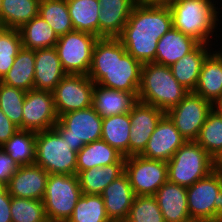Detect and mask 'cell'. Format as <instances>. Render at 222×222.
<instances>
[{
  "mask_svg": "<svg viewBox=\"0 0 222 222\" xmlns=\"http://www.w3.org/2000/svg\"><path fill=\"white\" fill-rule=\"evenodd\" d=\"M142 63L126 52L119 38H98L88 77L107 88L139 92Z\"/></svg>",
  "mask_w": 222,
  "mask_h": 222,
  "instance_id": "1",
  "label": "cell"
},
{
  "mask_svg": "<svg viewBox=\"0 0 222 222\" xmlns=\"http://www.w3.org/2000/svg\"><path fill=\"white\" fill-rule=\"evenodd\" d=\"M172 27L169 6L136 3L118 38L126 52L144 64L155 60L158 40Z\"/></svg>",
  "mask_w": 222,
  "mask_h": 222,
  "instance_id": "2",
  "label": "cell"
},
{
  "mask_svg": "<svg viewBox=\"0 0 222 222\" xmlns=\"http://www.w3.org/2000/svg\"><path fill=\"white\" fill-rule=\"evenodd\" d=\"M216 0H175L169 7L173 28L202 44H211L218 37L216 29L222 16ZM218 10V11H217ZM217 27V28H216ZM216 32V33H215ZM212 37V38H211Z\"/></svg>",
  "mask_w": 222,
  "mask_h": 222,
  "instance_id": "3",
  "label": "cell"
},
{
  "mask_svg": "<svg viewBox=\"0 0 222 222\" xmlns=\"http://www.w3.org/2000/svg\"><path fill=\"white\" fill-rule=\"evenodd\" d=\"M188 93L189 91L173 77L170 66L154 62L142 65L138 101L167 112Z\"/></svg>",
  "mask_w": 222,
  "mask_h": 222,
  "instance_id": "4",
  "label": "cell"
},
{
  "mask_svg": "<svg viewBox=\"0 0 222 222\" xmlns=\"http://www.w3.org/2000/svg\"><path fill=\"white\" fill-rule=\"evenodd\" d=\"M168 181L184 187L214 171V159L196 141H186L167 161Z\"/></svg>",
  "mask_w": 222,
  "mask_h": 222,
  "instance_id": "5",
  "label": "cell"
},
{
  "mask_svg": "<svg viewBox=\"0 0 222 222\" xmlns=\"http://www.w3.org/2000/svg\"><path fill=\"white\" fill-rule=\"evenodd\" d=\"M187 202L193 222L222 221V172L214 170L187 187Z\"/></svg>",
  "mask_w": 222,
  "mask_h": 222,
  "instance_id": "6",
  "label": "cell"
},
{
  "mask_svg": "<svg viewBox=\"0 0 222 222\" xmlns=\"http://www.w3.org/2000/svg\"><path fill=\"white\" fill-rule=\"evenodd\" d=\"M35 164L49 174L77 175V152L54 129L36 132Z\"/></svg>",
  "mask_w": 222,
  "mask_h": 222,
  "instance_id": "7",
  "label": "cell"
},
{
  "mask_svg": "<svg viewBox=\"0 0 222 222\" xmlns=\"http://www.w3.org/2000/svg\"><path fill=\"white\" fill-rule=\"evenodd\" d=\"M81 195L77 175L49 174L42 199L48 222H67Z\"/></svg>",
  "mask_w": 222,
  "mask_h": 222,
  "instance_id": "8",
  "label": "cell"
},
{
  "mask_svg": "<svg viewBox=\"0 0 222 222\" xmlns=\"http://www.w3.org/2000/svg\"><path fill=\"white\" fill-rule=\"evenodd\" d=\"M102 121L103 118L90 106L60 115L53 128L70 149L78 153L85 144L101 140Z\"/></svg>",
  "mask_w": 222,
  "mask_h": 222,
  "instance_id": "9",
  "label": "cell"
},
{
  "mask_svg": "<svg viewBox=\"0 0 222 222\" xmlns=\"http://www.w3.org/2000/svg\"><path fill=\"white\" fill-rule=\"evenodd\" d=\"M97 39L98 37L93 34L77 30L59 37L55 48L67 74L88 75Z\"/></svg>",
  "mask_w": 222,
  "mask_h": 222,
  "instance_id": "10",
  "label": "cell"
},
{
  "mask_svg": "<svg viewBox=\"0 0 222 222\" xmlns=\"http://www.w3.org/2000/svg\"><path fill=\"white\" fill-rule=\"evenodd\" d=\"M124 173L136 196H154L168 181L167 162L146 159L140 155L126 157Z\"/></svg>",
  "mask_w": 222,
  "mask_h": 222,
  "instance_id": "11",
  "label": "cell"
},
{
  "mask_svg": "<svg viewBox=\"0 0 222 222\" xmlns=\"http://www.w3.org/2000/svg\"><path fill=\"white\" fill-rule=\"evenodd\" d=\"M213 108L212 103L189 92L176 106L170 108L166 115L186 141H195Z\"/></svg>",
  "mask_w": 222,
  "mask_h": 222,
  "instance_id": "12",
  "label": "cell"
},
{
  "mask_svg": "<svg viewBox=\"0 0 222 222\" xmlns=\"http://www.w3.org/2000/svg\"><path fill=\"white\" fill-rule=\"evenodd\" d=\"M95 83L82 74H66L53 92L58 117L92 106Z\"/></svg>",
  "mask_w": 222,
  "mask_h": 222,
  "instance_id": "13",
  "label": "cell"
},
{
  "mask_svg": "<svg viewBox=\"0 0 222 222\" xmlns=\"http://www.w3.org/2000/svg\"><path fill=\"white\" fill-rule=\"evenodd\" d=\"M22 109V130H49L58 122L52 91H27Z\"/></svg>",
  "mask_w": 222,
  "mask_h": 222,
  "instance_id": "14",
  "label": "cell"
},
{
  "mask_svg": "<svg viewBox=\"0 0 222 222\" xmlns=\"http://www.w3.org/2000/svg\"><path fill=\"white\" fill-rule=\"evenodd\" d=\"M166 112L138 101L130 111L129 156L140 155Z\"/></svg>",
  "mask_w": 222,
  "mask_h": 222,
  "instance_id": "15",
  "label": "cell"
},
{
  "mask_svg": "<svg viewBox=\"0 0 222 222\" xmlns=\"http://www.w3.org/2000/svg\"><path fill=\"white\" fill-rule=\"evenodd\" d=\"M186 142L170 118L165 115L151 134L149 141L140 156L167 162Z\"/></svg>",
  "mask_w": 222,
  "mask_h": 222,
  "instance_id": "16",
  "label": "cell"
},
{
  "mask_svg": "<svg viewBox=\"0 0 222 222\" xmlns=\"http://www.w3.org/2000/svg\"><path fill=\"white\" fill-rule=\"evenodd\" d=\"M49 173L36 164L20 166L6 185L12 197L42 200Z\"/></svg>",
  "mask_w": 222,
  "mask_h": 222,
  "instance_id": "17",
  "label": "cell"
},
{
  "mask_svg": "<svg viewBox=\"0 0 222 222\" xmlns=\"http://www.w3.org/2000/svg\"><path fill=\"white\" fill-rule=\"evenodd\" d=\"M100 5L99 38H118L129 16L136 0H97Z\"/></svg>",
  "mask_w": 222,
  "mask_h": 222,
  "instance_id": "18",
  "label": "cell"
},
{
  "mask_svg": "<svg viewBox=\"0 0 222 222\" xmlns=\"http://www.w3.org/2000/svg\"><path fill=\"white\" fill-rule=\"evenodd\" d=\"M108 218L112 222H122L128 218L135 194L125 173L111 182L102 192Z\"/></svg>",
  "mask_w": 222,
  "mask_h": 222,
  "instance_id": "19",
  "label": "cell"
},
{
  "mask_svg": "<svg viewBox=\"0 0 222 222\" xmlns=\"http://www.w3.org/2000/svg\"><path fill=\"white\" fill-rule=\"evenodd\" d=\"M154 197L165 222H193L189 216L187 187L167 181Z\"/></svg>",
  "mask_w": 222,
  "mask_h": 222,
  "instance_id": "20",
  "label": "cell"
},
{
  "mask_svg": "<svg viewBox=\"0 0 222 222\" xmlns=\"http://www.w3.org/2000/svg\"><path fill=\"white\" fill-rule=\"evenodd\" d=\"M137 102L138 92H125L94 85L92 106L102 118L129 113Z\"/></svg>",
  "mask_w": 222,
  "mask_h": 222,
  "instance_id": "21",
  "label": "cell"
},
{
  "mask_svg": "<svg viewBox=\"0 0 222 222\" xmlns=\"http://www.w3.org/2000/svg\"><path fill=\"white\" fill-rule=\"evenodd\" d=\"M34 89L53 91L67 74L55 47L35 50Z\"/></svg>",
  "mask_w": 222,
  "mask_h": 222,
  "instance_id": "22",
  "label": "cell"
},
{
  "mask_svg": "<svg viewBox=\"0 0 222 222\" xmlns=\"http://www.w3.org/2000/svg\"><path fill=\"white\" fill-rule=\"evenodd\" d=\"M215 44L199 43L191 52L170 66L173 77L189 92H193L196 88L202 64L214 50L212 45Z\"/></svg>",
  "mask_w": 222,
  "mask_h": 222,
  "instance_id": "23",
  "label": "cell"
},
{
  "mask_svg": "<svg viewBox=\"0 0 222 222\" xmlns=\"http://www.w3.org/2000/svg\"><path fill=\"white\" fill-rule=\"evenodd\" d=\"M199 42L173 27L166 32L157 43L154 63L171 66L187 53L191 52Z\"/></svg>",
  "mask_w": 222,
  "mask_h": 222,
  "instance_id": "24",
  "label": "cell"
},
{
  "mask_svg": "<svg viewBox=\"0 0 222 222\" xmlns=\"http://www.w3.org/2000/svg\"><path fill=\"white\" fill-rule=\"evenodd\" d=\"M194 94L213 105L222 96V58L213 50L204 60Z\"/></svg>",
  "mask_w": 222,
  "mask_h": 222,
  "instance_id": "25",
  "label": "cell"
},
{
  "mask_svg": "<svg viewBox=\"0 0 222 222\" xmlns=\"http://www.w3.org/2000/svg\"><path fill=\"white\" fill-rule=\"evenodd\" d=\"M125 159L126 157L104 140L94 141L85 144L77 153V175L83 170L125 162Z\"/></svg>",
  "mask_w": 222,
  "mask_h": 222,
  "instance_id": "26",
  "label": "cell"
},
{
  "mask_svg": "<svg viewBox=\"0 0 222 222\" xmlns=\"http://www.w3.org/2000/svg\"><path fill=\"white\" fill-rule=\"evenodd\" d=\"M35 50L22 47L1 83L24 90L34 89Z\"/></svg>",
  "mask_w": 222,
  "mask_h": 222,
  "instance_id": "27",
  "label": "cell"
},
{
  "mask_svg": "<svg viewBox=\"0 0 222 222\" xmlns=\"http://www.w3.org/2000/svg\"><path fill=\"white\" fill-rule=\"evenodd\" d=\"M124 165L125 162H116L81 171L77 175L81 192L88 195H101L111 182L124 173Z\"/></svg>",
  "mask_w": 222,
  "mask_h": 222,
  "instance_id": "28",
  "label": "cell"
},
{
  "mask_svg": "<svg viewBox=\"0 0 222 222\" xmlns=\"http://www.w3.org/2000/svg\"><path fill=\"white\" fill-rule=\"evenodd\" d=\"M22 47L32 50L55 47L59 37L40 16L32 18L19 29Z\"/></svg>",
  "mask_w": 222,
  "mask_h": 222,
  "instance_id": "29",
  "label": "cell"
},
{
  "mask_svg": "<svg viewBox=\"0 0 222 222\" xmlns=\"http://www.w3.org/2000/svg\"><path fill=\"white\" fill-rule=\"evenodd\" d=\"M74 30L87 32L99 38V11L97 0H66Z\"/></svg>",
  "mask_w": 222,
  "mask_h": 222,
  "instance_id": "30",
  "label": "cell"
},
{
  "mask_svg": "<svg viewBox=\"0 0 222 222\" xmlns=\"http://www.w3.org/2000/svg\"><path fill=\"white\" fill-rule=\"evenodd\" d=\"M130 112L103 118L101 139L120 152L129 156Z\"/></svg>",
  "mask_w": 222,
  "mask_h": 222,
  "instance_id": "31",
  "label": "cell"
},
{
  "mask_svg": "<svg viewBox=\"0 0 222 222\" xmlns=\"http://www.w3.org/2000/svg\"><path fill=\"white\" fill-rule=\"evenodd\" d=\"M40 0H1L0 24L19 29L39 15Z\"/></svg>",
  "mask_w": 222,
  "mask_h": 222,
  "instance_id": "32",
  "label": "cell"
},
{
  "mask_svg": "<svg viewBox=\"0 0 222 222\" xmlns=\"http://www.w3.org/2000/svg\"><path fill=\"white\" fill-rule=\"evenodd\" d=\"M1 147L19 166L35 164L36 132L18 129Z\"/></svg>",
  "mask_w": 222,
  "mask_h": 222,
  "instance_id": "33",
  "label": "cell"
},
{
  "mask_svg": "<svg viewBox=\"0 0 222 222\" xmlns=\"http://www.w3.org/2000/svg\"><path fill=\"white\" fill-rule=\"evenodd\" d=\"M39 15L58 37L74 30L66 0H40Z\"/></svg>",
  "mask_w": 222,
  "mask_h": 222,
  "instance_id": "34",
  "label": "cell"
},
{
  "mask_svg": "<svg viewBox=\"0 0 222 222\" xmlns=\"http://www.w3.org/2000/svg\"><path fill=\"white\" fill-rule=\"evenodd\" d=\"M215 160L222 152V114L215 108L208 114L195 140Z\"/></svg>",
  "mask_w": 222,
  "mask_h": 222,
  "instance_id": "35",
  "label": "cell"
},
{
  "mask_svg": "<svg viewBox=\"0 0 222 222\" xmlns=\"http://www.w3.org/2000/svg\"><path fill=\"white\" fill-rule=\"evenodd\" d=\"M67 222H112L107 215L101 195L83 194L79 197Z\"/></svg>",
  "mask_w": 222,
  "mask_h": 222,
  "instance_id": "36",
  "label": "cell"
},
{
  "mask_svg": "<svg viewBox=\"0 0 222 222\" xmlns=\"http://www.w3.org/2000/svg\"><path fill=\"white\" fill-rule=\"evenodd\" d=\"M12 222H48L42 200L11 196Z\"/></svg>",
  "mask_w": 222,
  "mask_h": 222,
  "instance_id": "37",
  "label": "cell"
},
{
  "mask_svg": "<svg viewBox=\"0 0 222 222\" xmlns=\"http://www.w3.org/2000/svg\"><path fill=\"white\" fill-rule=\"evenodd\" d=\"M26 92L0 82V109L22 130V113Z\"/></svg>",
  "mask_w": 222,
  "mask_h": 222,
  "instance_id": "38",
  "label": "cell"
},
{
  "mask_svg": "<svg viewBox=\"0 0 222 222\" xmlns=\"http://www.w3.org/2000/svg\"><path fill=\"white\" fill-rule=\"evenodd\" d=\"M127 219L130 222H165L154 196H135Z\"/></svg>",
  "mask_w": 222,
  "mask_h": 222,
  "instance_id": "39",
  "label": "cell"
},
{
  "mask_svg": "<svg viewBox=\"0 0 222 222\" xmlns=\"http://www.w3.org/2000/svg\"><path fill=\"white\" fill-rule=\"evenodd\" d=\"M21 48L22 41L18 29L9 28L0 37V54L17 55Z\"/></svg>",
  "mask_w": 222,
  "mask_h": 222,
  "instance_id": "40",
  "label": "cell"
},
{
  "mask_svg": "<svg viewBox=\"0 0 222 222\" xmlns=\"http://www.w3.org/2000/svg\"><path fill=\"white\" fill-rule=\"evenodd\" d=\"M20 166L0 147V182L8 184Z\"/></svg>",
  "mask_w": 222,
  "mask_h": 222,
  "instance_id": "41",
  "label": "cell"
},
{
  "mask_svg": "<svg viewBox=\"0 0 222 222\" xmlns=\"http://www.w3.org/2000/svg\"><path fill=\"white\" fill-rule=\"evenodd\" d=\"M19 128L0 109V147L4 145Z\"/></svg>",
  "mask_w": 222,
  "mask_h": 222,
  "instance_id": "42",
  "label": "cell"
},
{
  "mask_svg": "<svg viewBox=\"0 0 222 222\" xmlns=\"http://www.w3.org/2000/svg\"><path fill=\"white\" fill-rule=\"evenodd\" d=\"M11 195L7 188L0 194V222H12L11 213Z\"/></svg>",
  "mask_w": 222,
  "mask_h": 222,
  "instance_id": "43",
  "label": "cell"
},
{
  "mask_svg": "<svg viewBox=\"0 0 222 222\" xmlns=\"http://www.w3.org/2000/svg\"><path fill=\"white\" fill-rule=\"evenodd\" d=\"M16 56L0 54V81L12 67Z\"/></svg>",
  "mask_w": 222,
  "mask_h": 222,
  "instance_id": "44",
  "label": "cell"
},
{
  "mask_svg": "<svg viewBox=\"0 0 222 222\" xmlns=\"http://www.w3.org/2000/svg\"><path fill=\"white\" fill-rule=\"evenodd\" d=\"M137 3L151 6H170L175 0H136Z\"/></svg>",
  "mask_w": 222,
  "mask_h": 222,
  "instance_id": "45",
  "label": "cell"
},
{
  "mask_svg": "<svg viewBox=\"0 0 222 222\" xmlns=\"http://www.w3.org/2000/svg\"><path fill=\"white\" fill-rule=\"evenodd\" d=\"M214 170L222 172V152L214 160Z\"/></svg>",
  "mask_w": 222,
  "mask_h": 222,
  "instance_id": "46",
  "label": "cell"
},
{
  "mask_svg": "<svg viewBox=\"0 0 222 222\" xmlns=\"http://www.w3.org/2000/svg\"><path fill=\"white\" fill-rule=\"evenodd\" d=\"M214 108L222 114V96L220 99L214 104Z\"/></svg>",
  "mask_w": 222,
  "mask_h": 222,
  "instance_id": "47",
  "label": "cell"
},
{
  "mask_svg": "<svg viewBox=\"0 0 222 222\" xmlns=\"http://www.w3.org/2000/svg\"><path fill=\"white\" fill-rule=\"evenodd\" d=\"M6 26L0 24V37L8 30Z\"/></svg>",
  "mask_w": 222,
  "mask_h": 222,
  "instance_id": "48",
  "label": "cell"
},
{
  "mask_svg": "<svg viewBox=\"0 0 222 222\" xmlns=\"http://www.w3.org/2000/svg\"><path fill=\"white\" fill-rule=\"evenodd\" d=\"M6 189V184L0 182V194Z\"/></svg>",
  "mask_w": 222,
  "mask_h": 222,
  "instance_id": "49",
  "label": "cell"
},
{
  "mask_svg": "<svg viewBox=\"0 0 222 222\" xmlns=\"http://www.w3.org/2000/svg\"><path fill=\"white\" fill-rule=\"evenodd\" d=\"M215 52L222 58V46L220 48L218 47V49H215Z\"/></svg>",
  "mask_w": 222,
  "mask_h": 222,
  "instance_id": "50",
  "label": "cell"
}]
</instances>
